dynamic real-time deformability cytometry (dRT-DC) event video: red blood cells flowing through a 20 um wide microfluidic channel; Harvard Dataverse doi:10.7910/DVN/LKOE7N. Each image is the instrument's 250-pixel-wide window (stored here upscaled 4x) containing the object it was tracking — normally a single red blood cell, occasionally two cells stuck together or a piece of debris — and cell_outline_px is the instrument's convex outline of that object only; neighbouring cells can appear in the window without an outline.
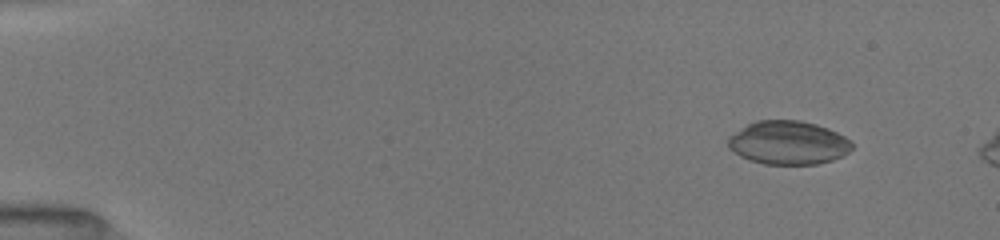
{"species": "common noctule bat (a hibernating species)", "species_latin": "Nyctalus noctula", "temperature_condition": "room temperature", "stored_images_in_passage": 29, "camera_frame_rate_fps": 3000, "um_per_image_px": 0.085, "animal": {"sex": "female", "body_mass_g": 19.5, "forearm_length_mm": 54.1}, "frame": {"image": 1, "passage_image": 2, "time_ms": 0.333, "image_size_px": [1000, 240], "cell_outline_px": [[852, 148], [848, 152], [832, 160], [816, 164], [764, 164], [748, 160], [740, 156], [728, 148], [728, 136], [748, 124], [756, 120], [800, 120], [816, 124], [828, 128], [844, 136], [852, 144]], "centroid_in_image_um": [66.96, 12.13], "position_along_channel_um": 18.0, "area_um2": 31.39}}
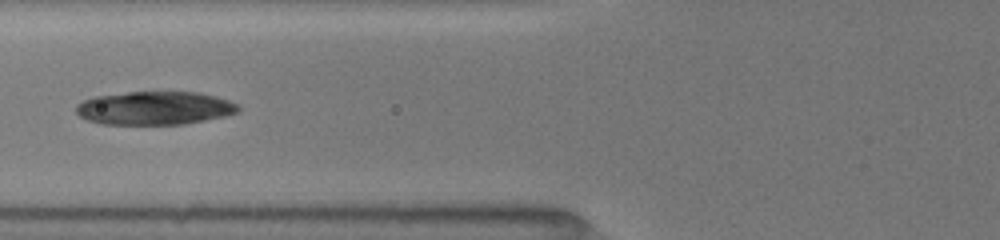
{"frame": {"image": 2, "passage_image": 21, "time_ms": 5.667, "image_size_px": [1000, 240], "cell_outline_px": [[240, 112], [228, 116], [184, 124], [104, 124], [88, 120], [80, 116], [76, 112], [76, 104], [84, 100], [96, 96], [128, 92], [200, 92], [216, 96], [240, 104]], "centroid_in_image_um": [13.22, 9.19], "position_along_channel_um": 112.6, "area_um2": 31.73}}
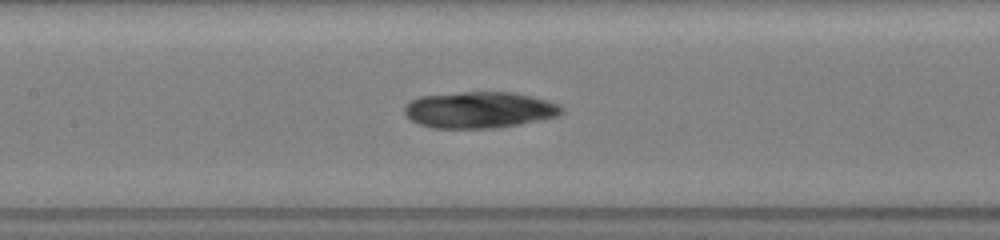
{"frame": {"image": 3, "passage_image": 26, "time_ms": 7.0, "image_size_px": [1000, 240], "cell_outline_px": [[564, 112], [560, 116], [520, 124], [492, 128], [432, 128], [420, 124], [412, 120], [404, 112], [404, 108], [412, 100], [420, 96], [460, 92], [512, 92], [532, 96], [548, 100], [560, 104], [564, 108]], "centroid_in_image_um": [40.81, 9.34], "position_along_channel_um": 166.6, "area_um2": 33.41}}